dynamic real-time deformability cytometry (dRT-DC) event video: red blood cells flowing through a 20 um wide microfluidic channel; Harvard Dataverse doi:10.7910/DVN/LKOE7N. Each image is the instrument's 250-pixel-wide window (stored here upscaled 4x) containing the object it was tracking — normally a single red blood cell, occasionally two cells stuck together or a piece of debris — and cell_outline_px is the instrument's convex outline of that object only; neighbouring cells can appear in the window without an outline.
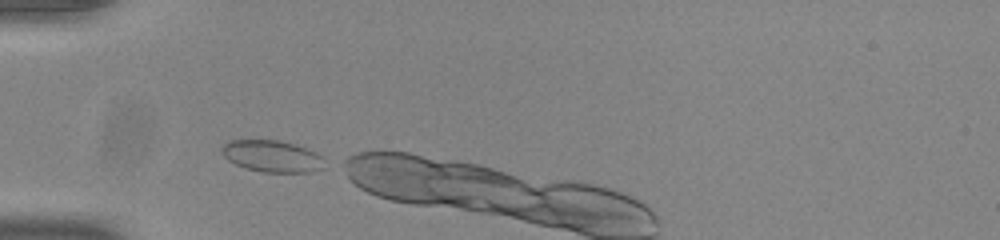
{"species": "common noctule bat (a hibernating species)", "species_latin": "Nyctalus noctula", "temperature_condition": "room temperature", "stored_images_in_passage": 8, "camera_frame_rate_fps": 3000, "um_per_image_px": 0.085, "animal": {"sex": "male", "body_mass_g": 20.0, "forearm_length_mm": 53.3}, "frame": {"image": 1, "passage_image": 1, "time_ms": 0.0, "image_size_px": [1000, 240], "cell_outline_px": [[324, 168], [312, 172], [260, 172], [244, 168], [228, 160], [220, 152], [220, 148], [228, 140], [280, 140], [296, 144], [316, 152], [320, 156]], "centroid_in_image_um": [23.08, 13.27], "position_along_channel_um": 61.9, "area_um2": 19.13}}